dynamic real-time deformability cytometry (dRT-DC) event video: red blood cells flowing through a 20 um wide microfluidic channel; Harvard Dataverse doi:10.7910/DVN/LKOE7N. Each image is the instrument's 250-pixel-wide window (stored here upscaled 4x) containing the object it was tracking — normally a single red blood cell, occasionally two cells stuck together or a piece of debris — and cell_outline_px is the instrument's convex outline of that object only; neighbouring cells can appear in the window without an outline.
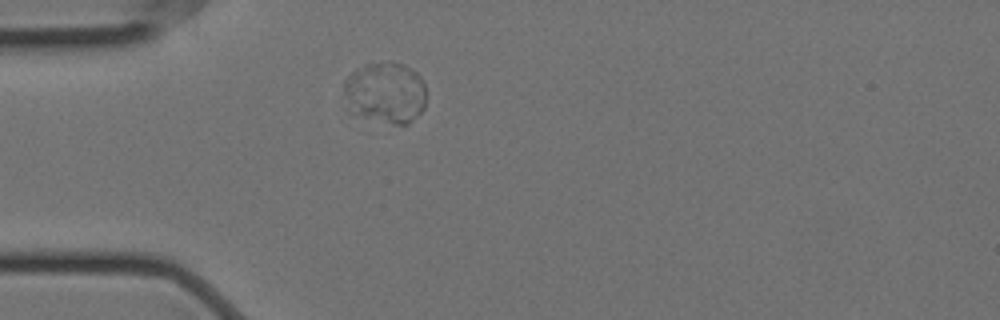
{"species": "Egyptian fruit bat (a non-hibernating species)", "species_latin": "Rousettus aegyptiacus", "temperature_condition": "cold", "stored_images_in_passage": 2, "camera_frame_rate_fps": 3000, "um_per_image_px": 0.085, "animal": {"sex": "female"}, "frame": {"image": 1, "passage_image": 2, "time_ms": 0.333, "image_size_px": [1000, 320], "cell_outline_px": [[428, 92], [424, 108], [408, 124], [396, 124], [364, 116], [352, 112], [344, 92], [344, 80], [352, 72], [368, 64], [392, 60], [404, 64], [412, 68], [420, 76]], "centroid_in_image_um": [32.83, 7.83], "position_along_channel_um": 52.2, "area_um2": 29.36}}